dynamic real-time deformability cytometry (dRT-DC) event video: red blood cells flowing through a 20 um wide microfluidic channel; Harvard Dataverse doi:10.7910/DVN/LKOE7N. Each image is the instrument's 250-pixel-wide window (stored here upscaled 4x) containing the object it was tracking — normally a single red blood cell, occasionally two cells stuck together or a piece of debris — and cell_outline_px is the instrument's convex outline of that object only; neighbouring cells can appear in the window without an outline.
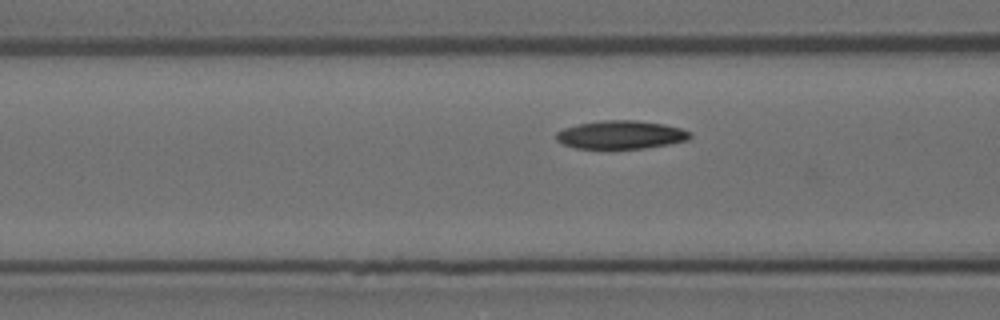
{"species": "Egyptian fruit bat (a non-hibernating species)", "species_latin": "Rousettus aegyptiacus", "temperature_condition": "room temperature", "stored_images_in_passage": 24, "camera_frame_rate_fps": 3000, "um_per_image_px": 0.085, "animal": {"sex": "female"}, "frame": {"image": 1, "passage_image": 11, "time_ms": 3.333, "image_size_px": [1000, 320], "cell_outline_px": [[692, 136], [688, 140], [668, 144], [644, 148], [608, 152], [576, 148], [564, 144], [556, 140], [556, 132], [564, 128], [580, 124], [604, 120], [636, 120], [664, 124], [680, 128], [692, 132]], "centroid_in_image_um": [52.76, 11.5], "position_along_channel_um": 113.8, "area_um2": 22.89}}
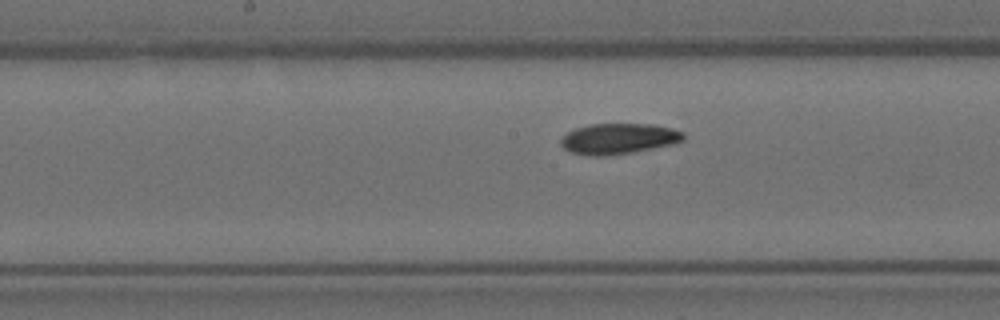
{"frame": {"image": 2, "passage_image": 18, "time_ms": 5.667, "image_size_px": [1000, 320], "cell_outline_px": [[684, 140], [676, 144], [632, 152], [604, 156], [592, 156], [572, 152], [564, 148], [560, 144], [560, 140], [568, 132], [576, 128], [592, 124], [652, 124], [672, 128], [684, 132]], "centroid_in_image_um": [52.62, 11.79], "position_along_channel_um": 195.6, "area_um2": 21.91}}
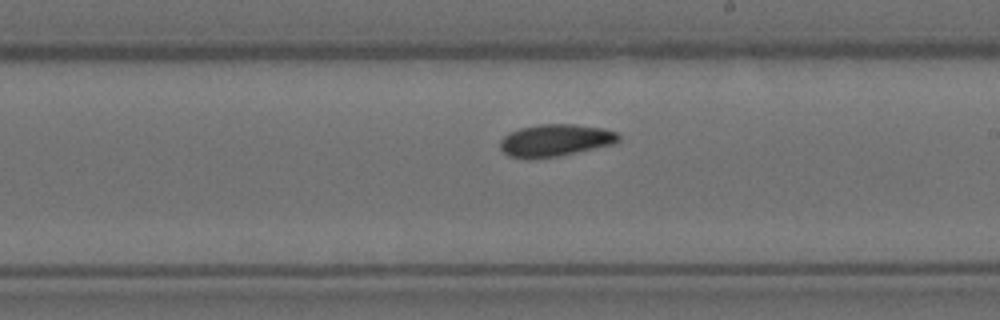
{"frame": {"image": 3, "passage_image": 22, "time_ms": 7.0, "image_size_px": [1000, 320], "cell_outline_px": [[620, 140], [612, 144], [560, 156], [508, 156], [500, 148], [500, 140], [508, 132], [520, 128], [540, 124], [572, 124], [604, 128], [616, 132], [620, 136]], "centroid_in_image_um": [47.22, 11.89], "position_along_channel_um": 241.8, "area_um2": 21.68}}